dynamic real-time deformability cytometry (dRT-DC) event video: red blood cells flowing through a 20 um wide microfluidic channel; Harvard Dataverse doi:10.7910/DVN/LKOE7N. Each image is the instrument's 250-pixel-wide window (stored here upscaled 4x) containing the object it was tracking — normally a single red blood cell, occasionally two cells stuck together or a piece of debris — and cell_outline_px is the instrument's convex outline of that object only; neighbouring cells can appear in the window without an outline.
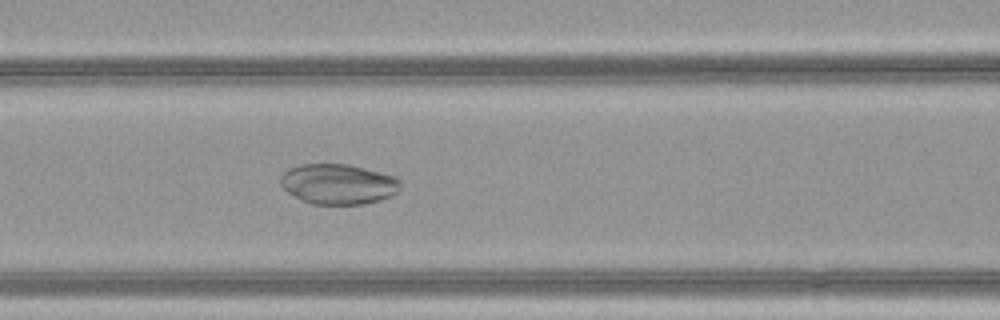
{"species": "common noctule bat (a hibernating species)", "species_latin": "Nyctalus noctula", "temperature_condition": "warm", "stored_images_in_passage": 41, "camera_frame_rate_fps": 3000, "um_per_image_px": 0.085, "animal": {"sex": "female", "body_mass_g": 21.9}, "frame": {"image": 1, "passage_image": 14, "time_ms": 4.333, "image_size_px": [1000, 320], "cell_outline_px": [[400, 188], [396, 192], [380, 200], [364, 204], [312, 204], [288, 192], [280, 184], [280, 176], [288, 168], [300, 164], [348, 164], [396, 176], [400, 180]], "centroid_in_image_um": [28.74, 15.63], "position_along_channel_um": 137.9, "area_um2": 28.03}}
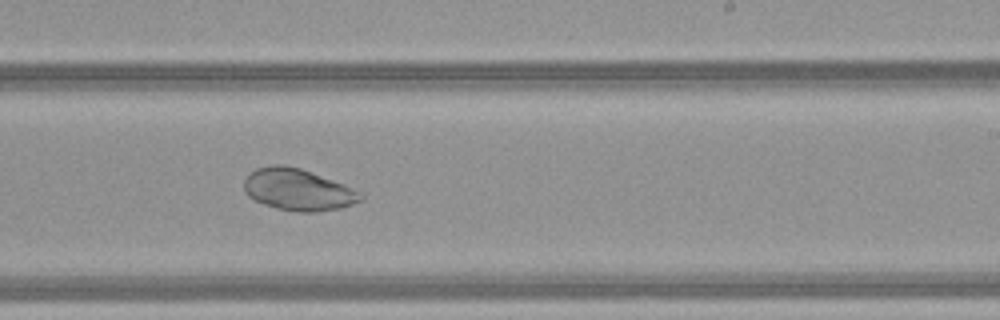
{"frame": {"image": 2, "passage_image": 23, "time_ms": 7.333, "image_size_px": [1000, 320], "cell_outline_px": [[364, 196], [360, 200], [352, 204], [340, 208], [316, 212], [296, 212], [276, 208], [264, 204], [248, 196], [244, 192], [244, 180], [248, 172], [256, 168], [272, 164], [284, 164], [300, 168], [344, 184], [364, 192]], "centroid_in_image_um": [25.32, 16.11], "position_along_channel_um": 263.7, "area_um2": 28.61}}
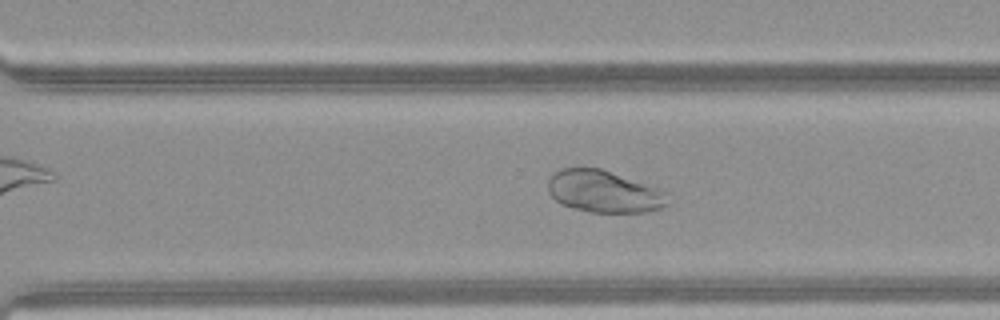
{"frame": {"image": 3, "passage_image": 27, "time_ms": 8.667, "image_size_px": [1000, 320], "cell_outline_px": [[668, 204], [660, 208], [648, 212], [588, 212], [572, 208], [560, 204], [548, 192], [548, 180], [560, 168], [600, 168], [660, 188], [668, 192]], "centroid_in_image_um": [51.35, 16.29], "position_along_channel_um": 319.2, "area_um2": 29.54}}